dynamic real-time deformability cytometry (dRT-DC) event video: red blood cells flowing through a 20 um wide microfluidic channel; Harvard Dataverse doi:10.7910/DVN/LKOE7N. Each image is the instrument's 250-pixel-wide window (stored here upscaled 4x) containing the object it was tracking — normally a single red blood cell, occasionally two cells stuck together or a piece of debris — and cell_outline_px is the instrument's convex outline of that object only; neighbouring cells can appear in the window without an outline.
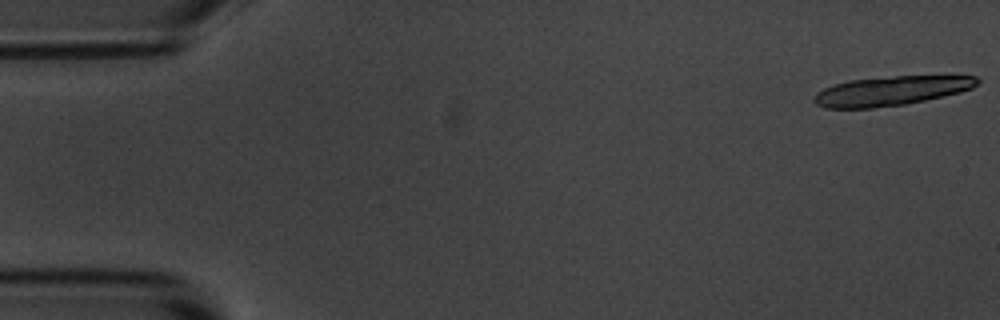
{"species": "common noctule bat (a hibernating species)", "species_latin": "Nyctalus noctula", "temperature_condition": "room temperature", "stored_images_in_passage": 18, "camera_frame_rate_fps": 3000, "um_per_image_px": 0.085, "animal": {"sex": "male", "body_mass_g": 20.1, "forearm_length_mm": 53.5}, "frame": {"image": 1, "passage_image": 1, "time_ms": 0.0, "image_size_px": [1000, 320], "cell_outline_px": [[980, 80], [972, 88], [960, 92], [924, 100], [904, 104], [872, 108], [824, 108], [816, 104], [812, 100], [816, 92], [832, 84], [848, 80], [896, 76], [976, 76]], "centroid_in_image_um": [75.68, 7.72], "position_along_channel_um": 9.3, "area_um2": 27.74}}